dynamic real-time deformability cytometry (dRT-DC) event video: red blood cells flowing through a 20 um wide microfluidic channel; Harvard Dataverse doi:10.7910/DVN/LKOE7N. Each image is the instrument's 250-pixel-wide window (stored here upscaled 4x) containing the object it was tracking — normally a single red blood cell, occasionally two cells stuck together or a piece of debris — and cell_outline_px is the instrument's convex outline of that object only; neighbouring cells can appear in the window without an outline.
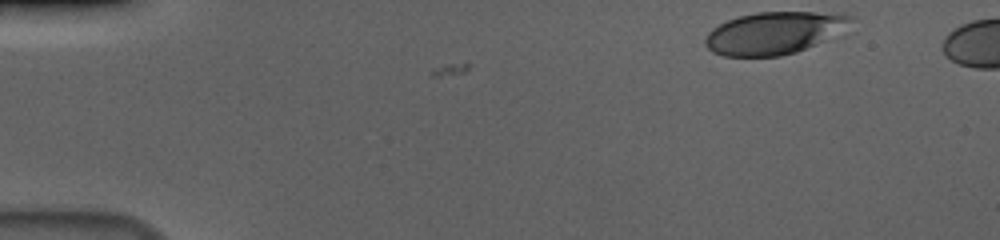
{"species": "human", "species_latin": "Homo sapiens", "temperature_condition": "cold", "stored_images_in_passage": 45, "camera_frame_rate_fps": 3000, "um_per_image_px": 0.085, "donor": {"sex": "male"}, "frame": {"image": 1, "passage_image": 1, "time_ms": 0.0, "image_size_px": [1000, 240], "cell_outline_px": [[852, 16], [848, 20], [824, 40], [796, 52], [780, 56], [724, 56], [712, 52], [704, 44], [704, 40], [708, 32], [712, 28], [728, 20], [740, 16], [756, 12], [840, 12]], "centroid_in_image_um": [65.66, 2.8], "position_along_channel_um": 19.3, "area_um2": 35.03}}
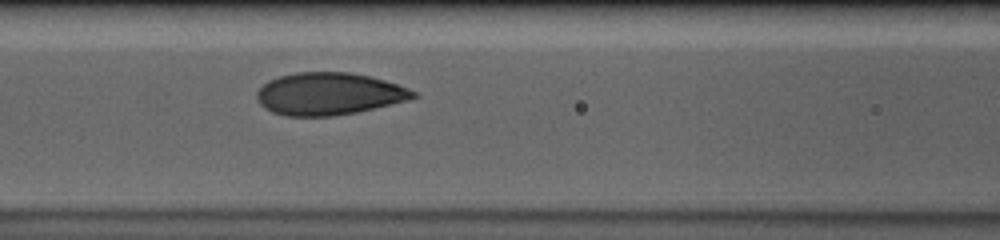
{"frame": {"image": 2, "passage_image": 20, "time_ms": 6.333, "image_size_px": [1000, 240], "cell_outline_px": [[420, 96], [408, 100], [356, 112], [332, 116], [284, 116], [272, 112], [264, 108], [260, 104], [256, 96], [256, 92], [268, 80], [280, 76], [296, 72], [348, 72], [368, 76], [384, 80], [408, 88], [416, 92]], "centroid_in_image_um": [27.94, 7.98], "position_along_channel_um": 138.7, "area_um2": 38.49}}
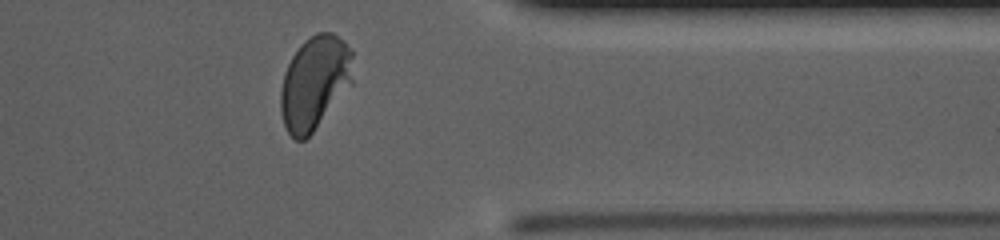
{"frame": {"image": 3, "passage_image": 41, "time_ms": 13.333, "image_size_px": [1000, 240], "cell_outline_px": [[352, 84], [312, 132], [304, 140], [296, 140], [288, 132], [284, 124], [280, 112], [280, 92], [284, 72], [292, 56], [300, 44], [304, 40], [316, 32], [332, 32], [344, 40], [352, 48]], "centroid_in_image_um": [26.74, 6.99], "position_along_channel_um": 384.7, "area_um2": 39.48}, "authors_computed_cell_mechanics": {"area_um2": 38.148, "velocity_mm_per_s": 3.6629, "shape_relaxation_time_tau1_ms": 3.0925, "shape_relaxation_time_tau2_ms": null, "deformation_change_tau1": 0.1567, "deformation_change_tau2": null}}